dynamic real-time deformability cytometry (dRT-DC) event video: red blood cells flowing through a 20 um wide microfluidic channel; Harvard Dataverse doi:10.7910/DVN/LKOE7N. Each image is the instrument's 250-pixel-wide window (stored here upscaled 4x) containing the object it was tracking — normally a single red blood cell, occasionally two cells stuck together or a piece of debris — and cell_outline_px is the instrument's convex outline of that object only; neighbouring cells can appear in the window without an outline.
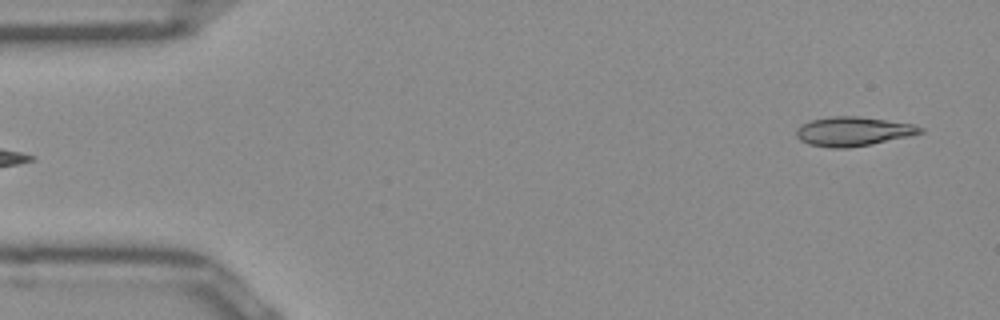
{"species": "Egyptian fruit bat (a non-hibernating species)", "species_latin": "Rousettus aegyptiacus", "temperature_condition": "room temperature", "stored_images_in_passage": 48, "camera_frame_rate_fps": 3000, "um_per_image_px": 0.085, "frame": {"image": 1, "passage_image": 1, "time_ms": 0.0, "image_size_px": [1000, 320], "cell_outline_px": [[924, 132], [908, 136], [872, 144], [848, 148], [828, 148], [808, 144], [800, 140], [796, 136], [796, 128], [812, 120], [828, 116], [856, 116], [912, 124], [924, 128]], "centroid_in_image_um": [72.48, 11.18], "position_along_channel_um": 12.5, "area_um2": 20.98}}
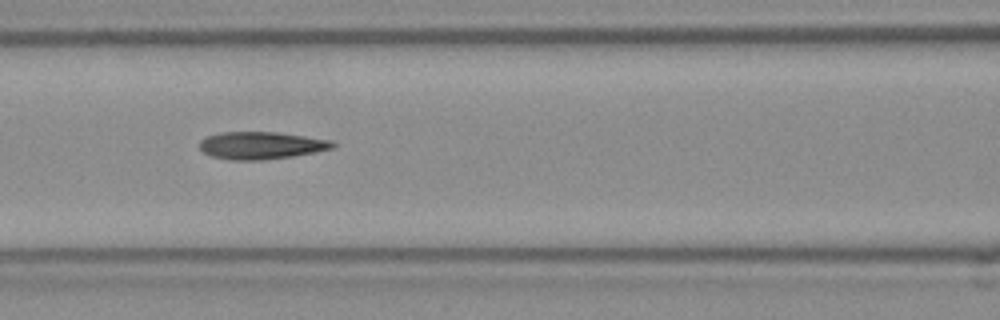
{"frame": {"image": 2, "passage_image": 19, "time_ms": 6.0, "image_size_px": [1000, 320], "cell_outline_px": [[336, 148], [316, 152], [292, 156], [260, 160], [228, 160], [212, 156], [204, 152], [200, 148], [200, 140], [208, 136], [224, 132], [276, 132], [332, 140], [336, 144]], "centroid_in_image_um": [22.24, 12.36], "position_along_channel_um": 144.4, "area_um2": 21.21}}
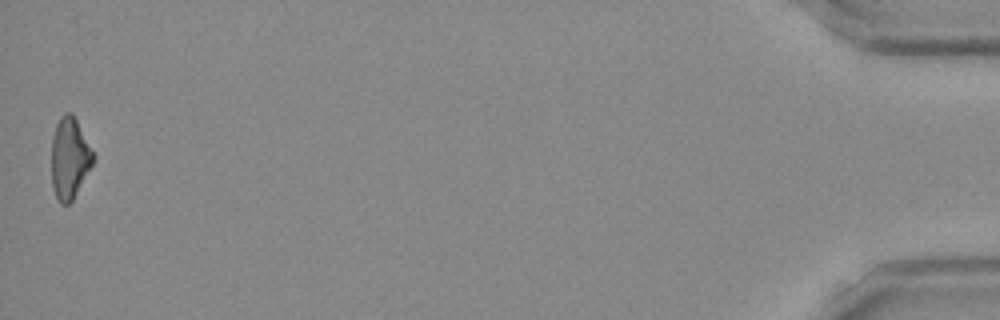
{"frame": {"image": 3, "passage_image": 48, "time_ms": 15.667, "image_size_px": [1000, 320], "cell_outline_px": [[92, 164], [72, 200], [68, 204], [60, 204], [56, 196], [52, 184], [52, 136], [56, 124], [60, 116], [64, 112], [72, 112], [92, 152]], "centroid_in_image_um": [5.87, 13.43], "position_along_channel_um": 429.3, "area_um2": 19.13}, "authors_computed_cell_mechanics": {"area_um2": 20.8947, "velocity_mm_per_s": 3.9945, "shape_relaxation_time_tau1_ms": 10.1555, "shape_relaxation_time_tau2_ms": 2.6934, "deformation_change_tau1": 0.2435, "deformation_change_tau2": 0.1269}}